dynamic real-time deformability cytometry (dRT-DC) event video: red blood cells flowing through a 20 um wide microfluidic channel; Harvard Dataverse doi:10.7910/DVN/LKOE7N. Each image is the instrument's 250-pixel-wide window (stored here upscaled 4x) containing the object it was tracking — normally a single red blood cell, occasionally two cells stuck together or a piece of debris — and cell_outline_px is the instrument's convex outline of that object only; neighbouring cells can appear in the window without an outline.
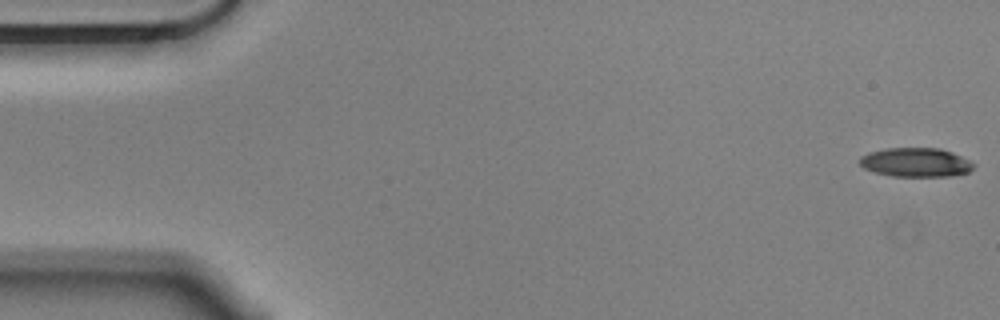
{"species": "Egyptian fruit bat (a non-hibernating species)", "species_latin": "Rousettus aegyptiacus", "temperature_condition": "cold", "stored_images_in_passage": 56, "camera_frame_rate_fps": 3000, "um_per_image_px": 0.085, "animal": {"sex": "male"}, "frame": {"image": 1, "passage_image": 1, "time_ms": 0.0, "image_size_px": [1000, 320], "cell_outline_px": [[976, 164], [968, 172], [948, 176], [892, 176], [876, 172], [864, 168], [860, 164], [860, 156], [868, 152], [884, 148], [940, 148], [952, 152]], "centroid_in_image_um": [77.82, 13.79], "position_along_channel_um": 7.2, "area_um2": 19.19}}
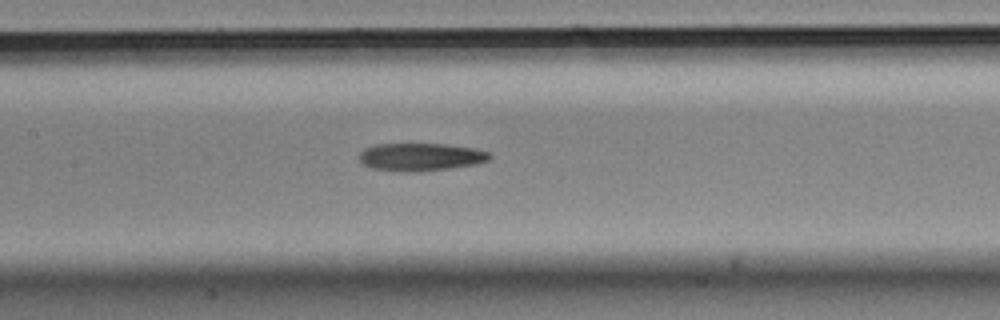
{"frame": {"image": 2, "passage_image": 26, "time_ms": 8.333, "image_size_px": [1000, 320], "cell_outline_px": [[492, 156], [488, 160], [476, 164], [452, 168], [420, 172], [400, 172], [372, 168], [364, 164], [356, 156], [364, 148], [376, 144], [444, 144], [472, 148], [488, 152]], "centroid_in_image_um": [35.71, 13.35], "position_along_channel_um": 171.7, "area_um2": 21.27}}
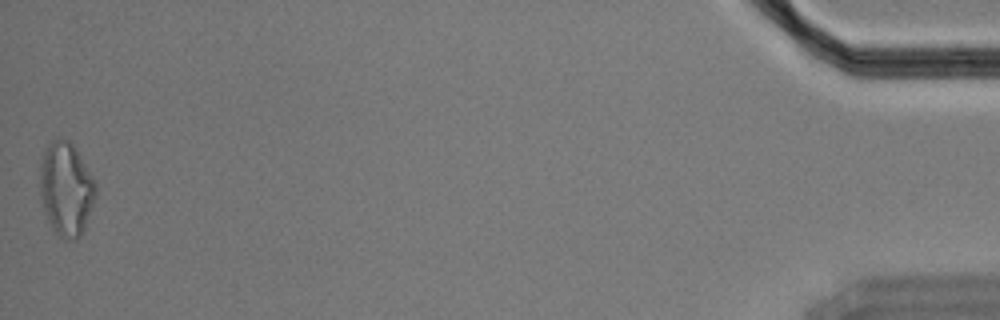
{"frame": {"image": 3, "passage_image": 56, "time_ms": 18.333, "image_size_px": [1000, 320], "cell_outline_px": [[96, 196], [84, 228], [80, 236], [76, 240], [64, 240], [56, 236], [48, 220], [40, 200], [40, 156], [44, 148], [56, 136], [68, 140], [72, 144], [80, 156], [92, 176], [96, 184]], "centroid_in_image_um": [5.58, 16.06], "position_along_channel_um": 429.6, "area_um2": 30.81}, "authors_computed_cell_mechanics": {"area_um2": 21.2704, "velocity_mm_per_s": 3.5548, "shape_relaxation_time_tau1_ms": 8.2415, "shape_relaxation_time_tau2_ms": null, "deformation_change_tau1": 0.2132, "deformation_change_tau2": null}}